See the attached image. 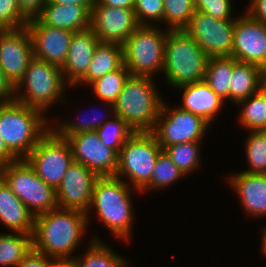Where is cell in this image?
Masks as SVG:
<instances>
[{
  "mask_svg": "<svg viewBox=\"0 0 266 267\" xmlns=\"http://www.w3.org/2000/svg\"><path fill=\"white\" fill-rule=\"evenodd\" d=\"M87 213L56 208L35 216L33 249L52 258H70L87 226Z\"/></svg>",
  "mask_w": 266,
  "mask_h": 267,
  "instance_id": "cell-1",
  "label": "cell"
},
{
  "mask_svg": "<svg viewBox=\"0 0 266 267\" xmlns=\"http://www.w3.org/2000/svg\"><path fill=\"white\" fill-rule=\"evenodd\" d=\"M43 114L39 109L15 100L0 105V135L17 159H26L51 129Z\"/></svg>",
  "mask_w": 266,
  "mask_h": 267,
  "instance_id": "cell-2",
  "label": "cell"
},
{
  "mask_svg": "<svg viewBox=\"0 0 266 267\" xmlns=\"http://www.w3.org/2000/svg\"><path fill=\"white\" fill-rule=\"evenodd\" d=\"M154 84L152 77L129 76L114 103V115L135 132L155 127L163 100Z\"/></svg>",
  "mask_w": 266,
  "mask_h": 267,
  "instance_id": "cell-3",
  "label": "cell"
},
{
  "mask_svg": "<svg viewBox=\"0 0 266 267\" xmlns=\"http://www.w3.org/2000/svg\"><path fill=\"white\" fill-rule=\"evenodd\" d=\"M116 176L98 177L94 183L91 207L111 233L125 240L130 237L133 220L131 192L127 182Z\"/></svg>",
  "mask_w": 266,
  "mask_h": 267,
  "instance_id": "cell-4",
  "label": "cell"
},
{
  "mask_svg": "<svg viewBox=\"0 0 266 267\" xmlns=\"http://www.w3.org/2000/svg\"><path fill=\"white\" fill-rule=\"evenodd\" d=\"M209 56L184 30L168 31L163 72L174 88L204 80Z\"/></svg>",
  "mask_w": 266,
  "mask_h": 267,
  "instance_id": "cell-5",
  "label": "cell"
},
{
  "mask_svg": "<svg viewBox=\"0 0 266 267\" xmlns=\"http://www.w3.org/2000/svg\"><path fill=\"white\" fill-rule=\"evenodd\" d=\"M165 31L153 25H140L122 44L123 64L130 76L152 77L155 72L163 70L164 47L169 30Z\"/></svg>",
  "mask_w": 266,
  "mask_h": 267,
  "instance_id": "cell-6",
  "label": "cell"
},
{
  "mask_svg": "<svg viewBox=\"0 0 266 267\" xmlns=\"http://www.w3.org/2000/svg\"><path fill=\"white\" fill-rule=\"evenodd\" d=\"M65 81L61 67L33 58L22 81L15 88V101L44 113L60 99L65 90ZM24 86L25 92L22 94L20 89Z\"/></svg>",
  "mask_w": 266,
  "mask_h": 267,
  "instance_id": "cell-7",
  "label": "cell"
},
{
  "mask_svg": "<svg viewBox=\"0 0 266 267\" xmlns=\"http://www.w3.org/2000/svg\"><path fill=\"white\" fill-rule=\"evenodd\" d=\"M0 178L34 216L58 207L56 190L36 174L26 159H18L1 169Z\"/></svg>",
  "mask_w": 266,
  "mask_h": 267,
  "instance_id": "cell-8",
  "label": "cell"
},
{
  "mask_svg": "<svg viewBox=\"0 0 266 267\" xmlns=\"http://www.w3.org/2000/svg\"><path fill=\"white\" fill-rule=\"evenodd\" d=\"M162 150L151 131L134 132L120 149L115 176L120 179L123 175L128 177L134 190L142 191L150 183Z\"/></svg>",
  "mask_w": 266,
  "mask_h": 267,
  "instance_id": "cell-9",
  "label": "cell"
},
{
  "mask_svg": "<svg viewBox=\"0 0 266 267\" xmlns=\"http://www.w3.org/2000/svg\"><path fill=\"white\" fill-rule=\"evenodd\" d=\"M36 174L55 190L74 162L69 142L50 129L26 158Z\"/></svg>",
  "mask_w": 266,
  "mask_h": 267,
  "instance_id": "cell-10",
  "label": "cell"
},
{
  "mask_svg": "<svg viewBox=\"0 0 266 267\" xmlns=\"http://www.w3.org/2000/svg\"><path fill=\"white\" fill-rule=\"evenodd\" d=\"M210 124L201 116L178 108L170 109L163 101L154 129L151 131L161 148L173 144L199 142Z\"/></svg>",
  "mask_w": 266,
  "mask_h": 267,
  "instance_id": "cell-11",
  "label": "cell"
},
{
  "mask_svg": "<svg viewBox=\"0 0 266 267\" xmlns=\"http://www.w3.org/2000/svg\"><path fill=\"white\" fill-rule=\"evenodd\" d=\"M235 20H220L195 11L184 31L209 57L231 56Z\"/></svg>",
  "mask_w": 266,
  "mask_h": 267,
  "instance_id": "cell-12",
  "label": "cell"
},
{
  "mask_svg": "<svg viewBox=\"0 0 266 267\" xmlns=\"http://www.w3.org/2000/svg\"><path fill=\"white\" fill-rule=\"evenodd\" d=\"M34 58L27 28L0 30V67L14 88L22 81Z\"/></svg>",
  "mask_w": 266,
  "mask_h": 267,
  "instance_id": "cell-13",
  "label": "cell"
},
{
  "mask_svg": "<svg viewBox=\"0 0 266 267\" xmlns=\"http://www.w3.org/2000/svg\"><path fill=\"white\" fill-rule=\"evenodd\" d=\"M74 162L83 164L98 177L115 176L118 154L101 143L96 131L68 136Z\"/></svg>",
  "mask_w": 266,
  "mask_h": 267,
  "instance_id": "cell-14",
  "label": "cell"
},
{
  "mask_svg": "<svg viewBox=\"0 0 266 267\" xmlns=\"http://www.w3.org/2000/svg\"><path fill=\"white\" fill-rule=\"evenodd\" d=\"M231 57L238 62L266 68V24L252 19L247 13L235 19Z\"/></svg>",
  "mask_w": 266,
  "mask_h": 267,
  "instance_id": "cell-15",
  "label": "cell"
},
{
  "mask_svg": "<svg viewBox=\"0 0 266 267\" xmlns=\"http://www.w3.org/2000/svg\"><path fill=\"white\" fill-rule=\"evenodd\" d=\"M139 26L133 9L94 5L91 10L90 28L100 42L122 45Z\"/></svg>",
  "mask_w": 266,
  "mask_h": 267,
  "instance_id": "cell-16",
  "label": "cell"
},
{
  "mask_svg": "<svg viewBox=\"0 0 266 267\" xmlns=\"http://www.w3.org/2000/svg\"><path fill=\"white\" fill-rule=\"evenodd\" d=\"M98 176L83 164L73 162L56 189L58 208L80 210L90 208L94 183Z\"/></svg>",
  "mask_w": 266,
  "mask_h": 267,
  "instance_id": "cell-17",
  "label": "cell"
},
{
  "mask_svg": "<svg viewBox=\"0 0 266 267\" xmlns=\"http://www.w3.org/2000/svg\"><path fill=\"white\" fill-rule=\"evenodd\" d=\"M26 28L31 36L34 58L62 67L74 32L43 25L37 18L28 20Z\"/></svg>",
  "mask_w": 266,
  "mask_h": 267,
  "instance_id": "cell-18",
  "label": "cell"
},
{
  "mask_svg": "<svg viewBox=\"0 0 266 267\" xmlns=\"http://www.w3.org/2000/svg\"><path fill=\"white\" fill-rule=\"evenodd\" d=\"M99 43L100 40L91 28L74 32L66 60L61 67L68 85L74 86L86 74Z\"/></svg>",
  "mask_w": 266,
  "mask_h": 267,
  "instance_id": "cell-19",
  "label": "cell"
},
{
  "mask_svg": "<svg viewBox=\"0 0 266 267\" xmlns=\"http://www.w3.org/2000/svg\"><path fill=\"white\" fill-rule=\"evenodd\" d=\"M176 88L183 89L184 92L182 94L183 105L179 108L201 116L211 125L224 100L210 88L205 80L182 84Z\"/></svg>",
  "mask_w": 266,
  "mask_h": 267,
  "instance_id": "cell-20",
  "label": "cell"
},
{
  "mask_svg": "<svg viewBox=\"0 0 266 267\" xmlns=\"http://www.w3.org/2000/svg\"><path fill=\"white\" fill-rule=\"evenodd\" d=\"M247 214L266 215V174L239 172L229 178Z\"/></svg>",
  "mask_w": 266,
  "mask_h": 267,
  "instance_id": "cell-21",
  "label": "cell"
},
{
  "mask_svg": "<svg viewBox=\"0 0 266 267\" xmlns=\"http://www.w3.org/2000/svg\"><path fill=\"white\" fill-rule=\"evenodd\" d=\"M90 17L91 13L81 5L46 3L36 18L43 25L76 32L90 28Z\"/></svg>",
  "mask_w": 266,
  "mask_h": 267,
  "instance_id": "cell-22",
  "label": "cell"
},
{
  "mask_svg": "<svg viewBox=\"0 0 266 267\" xmlns=\"http://www.w3.org/2000/svg\"><path fill=\"white\" fill-rule=\"evenodd\" d=\"M0 221L14 233L33 234L35 216L0 178Z\"/></svg>",
  "mask_w": 266,
  "mask_h": 267,
  "instance_id": "cell-23",
  "label": "cell"
},
{
  "mask_svg": "<svg viewBox=\"0 0 266 267\" xmlns=\"http://www.w3.org/2000/svg\"><path fill=\"white\" fill-rule=\"evenodd\" d=\"M264 70L255 64L237 62L233 66L230 80L229 99L238 104L262 88Z\"/></svg>",
  "mask_w": 266,
  "mask_h": 267,
  "instance_id": "cell-24",
  "label": "cell"
},
{
  "mask_svg": "<svg viewBox=\"0 0 266 267\" xmlns=\"http://www.w3.org/2000/svg\"><path fill=\"white\" fill-rule=\"evenodd\" d=\"M123 65L122 45L100 42L95 48L92 60L86 74L75 84H91L108 72L119 69Z\"/></svg>",
  "mask_w": 266,
  "mask_h": 267,
  "instance_id": "cell-25",
  "label": "cell"
},
{
  "mask_svg": "<svg viewBox=\"0 0 266 267\" xmlns=\"http://www.w3.org/2000/svg\"><path fill=\"white\" fill-rule=\"evenodd\" d=\"M238 61L231 56L209 57L204 80L223 100L229 98V83L233 66Z\"/></svg>",
  "mask_w": 266,
  "mask_h": 267,
  "instance_id": "cell-26",
  "label": "cell"
},
{
  "mask_svg": "<svg viewBox=\"0 0 266 267\" xmlns=\"http://www.w3.org/2000/svg\"><path fill=\"white\" fill-rule=\"evenodd\" d=\"M18 234V235H16ZM0 234V265L18 267L33 250V234Z\"/></svg>",
  "mask_w": 266,
  "mask_h": 267,
  "instance_id": "cell-27",
  "label": "cell"
},
{
  "mask_svg": "<svg viewBox=\"0 0 266 267\" xmlns=\"http://www.w3.org/2000/svg\"><path fill=\"white\" fill-rule=\"evenodd\" d=\"M242 106L240 123L249 131L266 130V92L261 88L238 105Z\"/></svg>",
  "mask_w": 266,
  "mask_h": 267,
  "instance_id": "cell-28",
  "label": "cell"
},
{
  "mask_svg": "<svg viewBox=\"0 0 266 267\" xmlns=\"http://www.w3.org/2000/svg\"><path fill=\"white\" fill-rule=\"evenodd\" d=\"M129 76L130 72L123 64L119 69L108 72L90 84L97 97L106 102V104H110L109 106L113 108V114H115L114 103L117 101L125 81Z\"/></svg>",
  "mask_w": 266,
  "mask_h": 267,
  "instance_id": "cell-29",
  "label": "cell"
},
{
  "mask_svg": "<svg viewBox=\"0 0 266 267\" xmlns=\"http://www.w3.org/2000/svg\"><path fill=\"white\" fill-rule=\"evenodd\" d=\"M89 244L84 258L74 257L76 267H126L125 259L113 252L101 240L94 238Z\"/></svg>",
  "mask_w": 266,
  "mask_h": 267,
  "instance_id": "cell-30",
  "label": "cell"
},
{
  "mask_svg": "<svg viewBox=\"0 0 266 267\" xmlns=\"http://www.w3.org/2000/svg\"><path fill=\"white\" fill-rule=\"evenodd\" d=\"M163 20L169 31L184 30L195 13L194 0H163Z\"/></svg>",
  "mask_w": 266,
  "mask_h": 267,
  "instance_id": "cell-31",
  "label": "cell"
},
{
  "mask_svg": "<svg viewBox=\"0 0 266 267\" xmlns=\"http://www.w3.org/2000/svg\"><path fill=\"white\" fill-rule=\"evenodd\" d=\"M185 176L183 172L177 167L168 154L162 150L152 171V177L150 183L141 191H147L149 189H161L170 186L175 181L179 180L180 177Z\"/></svg>",
  "mask_w": 266,
  "mask_h": 267,
  "instance_id": "cell-32",
  "label": "cell"
},
{
  "mask_svg": "<svg viewBox=\"0 0 266 267\" xmlns=\"http://www.w3.org/2000/svg\"><path fill=\"white\" fill-rule=\"evenodd\" d=\"M112 120H107L96 132L100 141L105 146L119 154L126 140L135 132L121 118L113 115Z\"/></svg>",
  "mask_w": 266,
  "mask_h": 267,
  "instance_id": "cell-33",
  "label": "cell"
},
{
  "mask_svg": "<svg viewBox=\"0 0 266 267\" xmlns=\"http://www.w3.org/2000/svg\"><path fill=\"white\" fill-rule=\"evenodd\" d=\"M245 147L250 169L243 172L266 174V130L251 131Z\"/></svg>",
  "mask_w": 266,
  "mask_h": 267,
  "instance_id": "cell-34",
  "label": "cell"
},
{
  "mask_svg": "<svg viewBox=\"0 0 266 267\" xmlns=\"http://www.w3.org/2000/svg\"><path fill=\"white\" fill-rule=\"evenodd\" d=\"M199 142H187L167 146L164 151L168 154L174 164L180 168L184 175L193 172L199 166L198 151Z\"/></svg>",
  "mask_w": 266,
  "mask_h": 267,
  "instance_id": "cell-35",
  "label": "cell"
},
{
  "mask_svg": "<svg viewBox=\"0 0 266 267\" xmlns=\"http://www.w3.org/2000/svg\"><path fill=\"white\" fill-rule=\"evenodd\" d=\"M133 10L138 24L149 26L152 25L151 20L163 21L164 2L163 0H135Z\"/></svg>",
  "mask_w": 266,
  "mask_h": 267,
  "instance_id": "cell-36",
  "label": "cell"
},
{
  "mask_svg": "<svg viewBox=\"0 0 266 267\" xmlns=\"http://www.w3.org/2000/svg\"><path fill=\"white\" fill-rule=\"evenodd\" d=\"M28 19L20 12L17 0H0V30L26 27Z\"/></svg>",
  "mask_w": 266,
  "mask_h": 267,
  "instance_id": "cell-37",
  "label": "cell"
},
{
  "mask_svg": "<svg viewBox=\"0 0 266 267\" xmlns=\"http://www.w3.org/2000/svg\"><path fill=\"white\" fill-rule=\"evenodd\" d=\"M231 0H194L196 11H201L220 20H235L232 16Z\"/></svg>",
  "mask_w": 266,
  "mask_h": 267,
  "instance_id": "cell-38",
  "label": "cell"
},
{
  "mask_svg": "<svg viewBox=\"0 0 266 267\" xmlns=\"http://www.w3.org/2000/svg\"><path fill=\"white\" fill-rule=\"evenodd\" d=\"M95 114V113H94ZM97 115V114H96ZM92 120L87 119L86 121L81 120V122L77 123H59L58 128H55V132L61 137V138H67L68 136L75 135L81 132H89V131H96L99 127L103 125L105 121L103 119L99 118H91ZM101 119V120H100ZM83 121V122H82Z\"/></svg>",
  "mask_w": 266,
  "mask_h": 267,
  "instance_id": "cell-39",
  "label": "cell"
},
{
  "mask_svg": "<svg viewBox=\"0 0 266 267\" xmlns=\"http://www.w3.org/2000/svg\"><path fill=\"white\" fill-rule=\"evenodd\" d=\"M47 0H17L20 12L28 19L36 18L46 5Z\"/></svg>",
  "mask_w": 266,
  "mask_h": 267,
  "instance_id": "cell-40",
  "label": "cell"
},
{
  "mask_svg": "<svg viewBox=\"0 0 266 267\" xmlns=\"http://www.w3.org/2000/svg\"><path fill=\"white\" fill-rule=\"evenodd\" d=\"M50 258L42 253L31 250L18 267H49Z\"/></svg>",
  "mask_w": 266,
  "mask_h": 267,
  "instance_id": "cell-41",
  "label": "cell"
},
{
  "mask_svg": "<svg viewBox=\"0 0 266 267\" xmlns=\"http://www.w3.org/2000/svg\"><path fill=\"white\" fill-rule=\"evenodd\" d=\"M247 14L254 20L266 24V0H251Z\"/></svg>",
  "mask_w": 266,
  "mask_h": 267,
  "instance_id": "cell-42",
  "label": "cell"
},
{
  "mask_svg": "<svg viewBox=\"0 0 266 267\" xmlns=\"http://www.w3.org/2000/svg\"><path fill=\"white\" fill-rule=\"evenodd\" d=\"M15 88L7 80L5 73L0 67V101L7 103L15 100Z\"/></svg>",
  "mask_w": 266,
  "mask_h": 267,
  "instance_id": "cell-43",
  "label": "cell"
},
{
  "mask_svg": "<svg viewBox=\"0 0 266 267\" xmlns=\"http://www.w3.org/2000/svg\"><path fill=\"white\" fill-rule=\"evenodd\" d=\"M16 160L18 159L8 150L3 138L0 135V170Z\"/></svg>",
  "mask_w": 266,
  "mask_h": 267,
  "instance_id": "cell-44",
  "label": "cell"
},
{
  "mask_svg": "<svg viewBox=\"0 0 266 267\" xmlns=\"http://www.w3.org/2000/svg\"><path fill=\"white\" fill-rule=\"evenodd\" d=\"M97 0H47V3L67 5V4H76L84 6L90 13Z\"/></svg>",
  "mask_w": 266,
  "mask_h": 267,
  "instance_id": "cell-45",
  "label": "cell"
},
{
  "mask_svg": "<svg viewBox=\"0 0 266 267\" xmlns=\"http://www.w3.org/2000/svg\"><path fill=\"white\" fill-rule=\"evenodd\" d=\"M135 0H97L95 5H106L124 9H134Z\"/></svg>",
  "mask_w": 266,
  "mask_h": 267,
  "instance_id": "cell-46",
  "label": "cell"
},
{
  "mask_svg": "<svg viewBox=\"0 0 266 267\" xmlns=\"http://www.w3.org/2000/svg\"><path fill=\"white\" fill-rule=\"evenodd\" d=\"M75 259L70 258H52L50 257L49 267H74Z\"/></svg>",
  "mask_w": 266,
  "mask_h": 267,
  "instance_id": "cell-47",
  "label": "cell"
},
{
  "mask_svg": "<svg viewBox=\"0 0 266 267\" xmlns=\"http://www.w3.org/2000/svg\"><path fill=\"white\" fill-rule=\"evenodd\" d=\"M262 237H263V239H261V240H263L262 241V251H263V253H264V256L266 255V227L263 229V233H262Z\"/></svg>",
  "mask_w": 266,
  "mask_h": 267,
  "instance_id": "cell-48",
  "label": "cell"
},
{
  "mask_svg": "<svg viewBox=\"0 0 266 267\" xmlns=\"http://www.w3.org/2000/svg\"><path fill=\"white\" fill-rule=\"evenodd\" d=\"M262 89L266 92V77L264 76V79L262 81Z\"/></svg>",
  "mask_w": 266,
  "mask_h": 267,
  "instance_id": "cell-49",
  "label": "cell"
},
{
  "mask_svg": "<svg viewBox=\"0 0 266 267\" xmlns=\"http://www.w3.org/2000/svg\"><path fill=\"white\" fill-rule=\"evenodd\" d=\"M264 76L266 77V68L264 69Z\"/></svg>",
  "mask_w": 266,
  "mask_h": 267,
  "instance_id": "cell-50",
  "label": "cell"
}]
</instances>
